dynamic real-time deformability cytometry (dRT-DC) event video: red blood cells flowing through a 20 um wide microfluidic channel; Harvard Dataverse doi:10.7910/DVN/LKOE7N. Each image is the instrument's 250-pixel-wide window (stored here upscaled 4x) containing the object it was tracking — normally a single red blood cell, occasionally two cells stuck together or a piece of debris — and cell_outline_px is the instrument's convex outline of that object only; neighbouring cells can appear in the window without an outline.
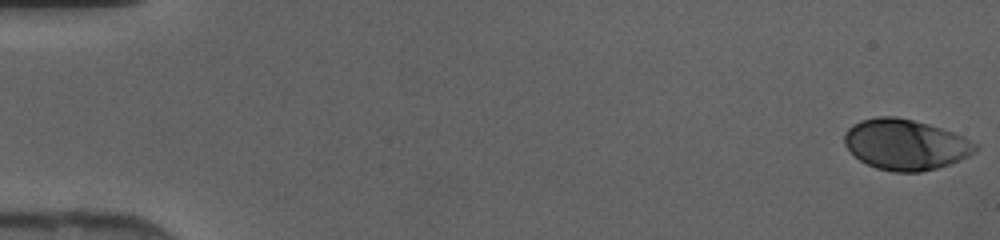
{"species": "human", "species_latin": "Homo sapiens", "temperature_condition": "cold", "stored_images_in_passage": 46, "camera_frame_rate_fps": 3000, "um_per_image_px": 0.085, "donor": {"sex": "female"}, "frame": {"image": 1, "passage_image": 1, "time_ms": 0.0, "image_size_px": [1000, 240], "cell_outline_px": [[980, 148], [976, 152], [968, 156], [948, 164], [936, 168], [920, 172], [896, 172], [876, 168], [860, 160], [844, 144], [844, 136], [848, 128], [852, 124], [860, 120], [876, 116], [896, 116], [928, 124], [952, 132], [980, 144]], "centroid_in_image_um": [76.97, 12.28], "position_along_channel_um": 8.0, "area_um2": 38.55}}
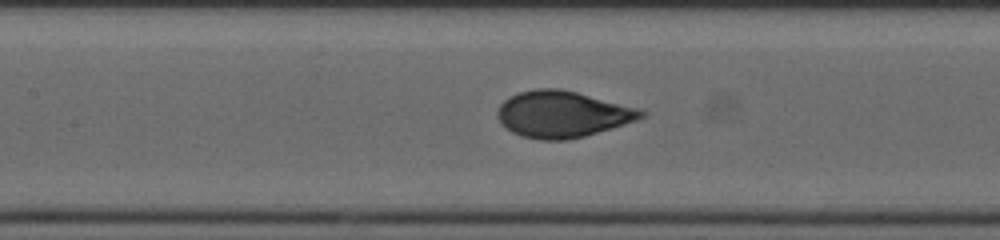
{"frame": {"image": 2, "passage_image": 22, "time_ms": 7.0, "image_size_px": [1000, 240], "cell_outline_px": [[648, 112], [644, 116], [636, 120], [612, 128], [584, 136], [568, 140], [540, 140], [520, 136], [512, 132], [496, 116], [496, 112], [500, 104], [504, 100], [520, 92], [536, 88], [556, 88], [576, 92], [636, 108]], "centroid_in_image_um": [47.78, 9.72], "position_along_channel_um": 159.6, "area_um2": 38.44}}
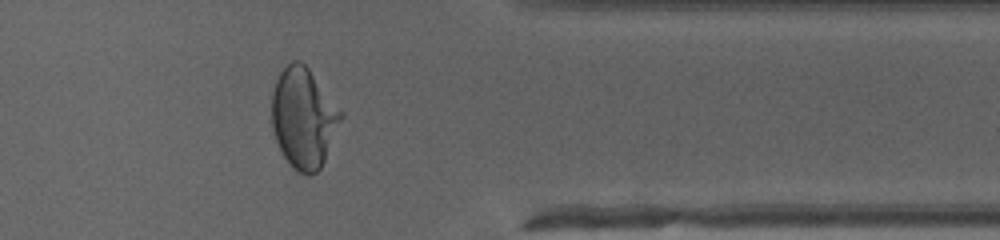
{"frame": {"image": 3, "passage_image": 38, "time_ms": 12.333, "image_size_px": [1000, 240], "cell_outline_px": [[344, 116], [324, 160], [320, 168], [316, 172], [308, 176], [296, 172], [292, 168], [284, 156], [276, 140], [272, 128], [272, 92], [276, 80], [280, 72], [292, 60], [300, 60], [308, 68], [344, 112]], "centroid_in_image_um": [25.81, 10.03], "position_along_channel_um": 385.6, "area_um2": 40.46}}